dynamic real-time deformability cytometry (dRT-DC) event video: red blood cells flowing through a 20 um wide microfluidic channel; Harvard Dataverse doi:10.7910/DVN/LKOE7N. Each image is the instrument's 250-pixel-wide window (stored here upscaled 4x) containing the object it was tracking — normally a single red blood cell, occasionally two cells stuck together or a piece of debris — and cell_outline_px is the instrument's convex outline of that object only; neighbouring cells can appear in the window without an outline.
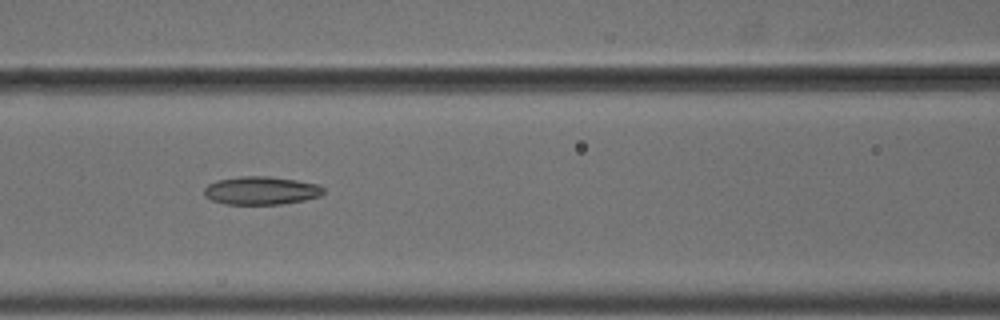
{"species": "common noctule bat (a hibernating species)", "species_latin": "Nyctalus noctula", "temperature_condition": "cold", "stored_images_in_passage": 8, "camera_frame_rate_fps": 3000, "um_per_image_px": 0.085, "animal": {"sex": "male", "body_mass_g": 18.8}, "frame": {"image": 1, "passage_image": 7, "time_ms": 2.0, "image_size_px": [1000, 320], "cell_outline_px": [[324, 192], [320, 196], [304, 200], [280, 204], [224, 204], [212, 200], [204, 196], [204, 188], [208, 184], [216, 180], [240, 176], [268, 176], [296, 180], [316, 184], [324, 188]], "centroid_in_image_um": [22.16, 16.19], "position_along_channel_um": 144.4, "area_um2": 19.59}}
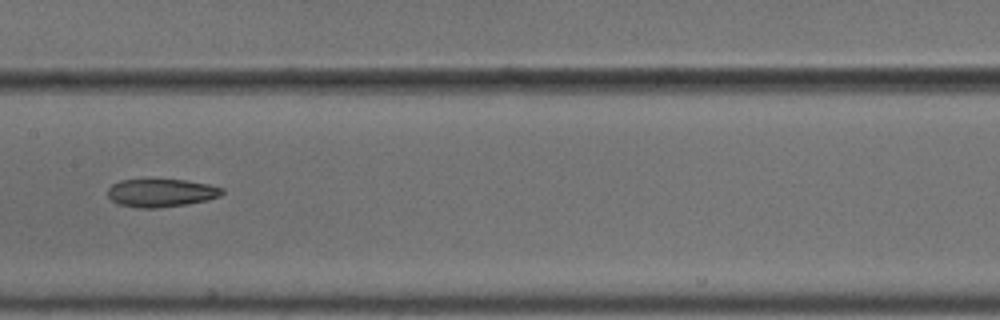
{"frame": {"image": 2, "passage_image": 8, "time_ms": 2.333, "image_size_px": [1000, 320], "cell_outline_px": [[224, 192], [220, 196], [208, 200], [184, 204], [156, 208], [140, 208], [120, 204], [112, 200], [108, 196], [108, 188], [112, 184], [120, 180], [184, 180], [208, 184], [224, 188]], "centroid_in_image_um": [13.71, 16.39], "position_along_channel_um": 193.7, "area_um2": 18.5}}